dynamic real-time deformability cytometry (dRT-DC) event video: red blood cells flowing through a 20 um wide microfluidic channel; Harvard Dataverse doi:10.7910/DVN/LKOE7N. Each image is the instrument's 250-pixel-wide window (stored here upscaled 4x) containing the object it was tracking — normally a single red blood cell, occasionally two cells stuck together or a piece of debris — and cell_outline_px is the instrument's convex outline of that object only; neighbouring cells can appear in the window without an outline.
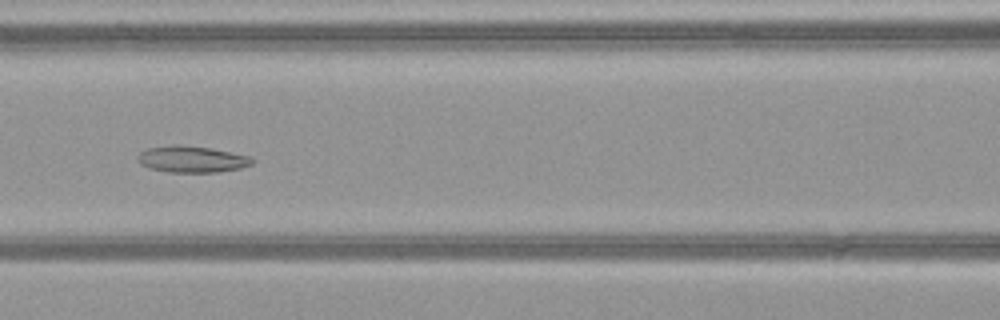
{"species": "common noctule bat (a hibernating species)", "species_latin": "Nyctalus noctula", "temperature_condition": "warm", "stored_images_in_passage": 46, "camera_frame_rate_fps": 3000, "um_per_image_px": 0.085, "animal": {"sex": "female", "body_mass_g": 21.9}, "frame": {"image": 1, "passage_image": 18, "time_ms": 5.667, "image_size_px": [1000, 320], "cell_outline_px": [[256, 160], [252, 164], [240, 168], [220, 172], [168, 172], [148, 168], [140, 164], [136, 156], [140, 152], [148, 148], [172, 144], [180, 144], [212, 148], [248, 156]], "centroid_in_image_um": [16.28, 13.53], "position_along_channel_um": 150.3, "area_um2": 17.86}}
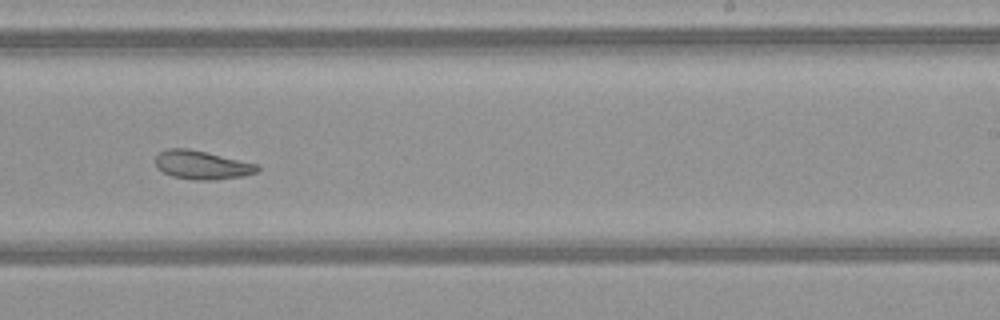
{"frame": {"image": 2, "passage_image": 27, "time_ms": 8.667, "image_size_px": [1000, 320], "cell_outline_px": [[260, 168], [256, 172], [244, 176], [216, 180], [196, 180], [172, 176], [156, 168], [156, 156], [160, 152], [168, 148], [188, 148], [208, 152], [256, 164]], "centroid_in_image_um": [17.15, 14.02], "position_along_channel_um": 271.8, "area_um2": 16.99}}
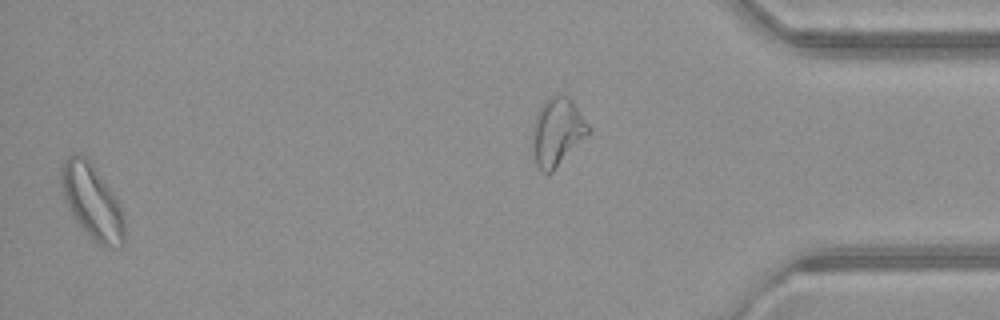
{"frame": {"image": 3, "passage_image": 45, "time_ms": 14.667, "image_size_px": [1000, 320], "cell_outline_px": [[124, 244], [120, 248], [104, 248], [88, 236], [72, 216], [64, 196], [60, 184], [60, 168], [68, 156], [84, 156], [92, 164], [112, 192], [120, 204], [124, 216]], "centroid_in_image_um": [7.84, 17.21], "position_along_channel_um": 427.4, "area_um2": 27.4}, "authors_computed_cell_mechanics": {"area_um2": 20.0855, "velocity_mm_per_s": 4.0697, "shape_relaxation_time_tau1_ms": null, "shape_relaxation_time_tau2_ms": 6.3756, "deformation_change_tau1": null, "deformation_change_tau2": 0.164}}